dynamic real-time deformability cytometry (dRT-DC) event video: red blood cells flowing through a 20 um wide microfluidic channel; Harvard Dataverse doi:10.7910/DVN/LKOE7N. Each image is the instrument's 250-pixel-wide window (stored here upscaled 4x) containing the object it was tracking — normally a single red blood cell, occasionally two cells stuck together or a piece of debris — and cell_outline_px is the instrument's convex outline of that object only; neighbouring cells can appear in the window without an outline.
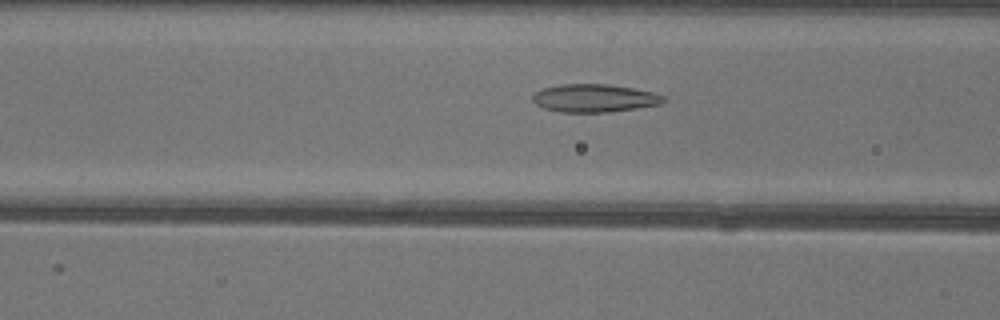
{"species": "common noctule bat (a hibernating species)", "species_latin": "Nyctalus noctula", "temperature_condition": "warm", "stored_images_in_passage": 44, "camera_frame_rate_fps": 3000, "um_per_image_px": 0.085, "animal": {"sex": "female"}, "frame": {"image": 1, "passage_image": 13, "time_ms": 4.0, "image_size_px": [1000, 320], "cell_outline_px": [[664, 100], [660, 104], [636, 108], [608, 112], [560, 112], [544, 108], [536, 104], [532, 100], [532, 96], [536, 92], [544, 88], [560, 84], [608, 84], [632, 88], [652, 92], [664, 96]], "centroid_in_image_um": [50.49, 8.34], "position_along_channel_um": 116.1, "area_um2": 21.15}}
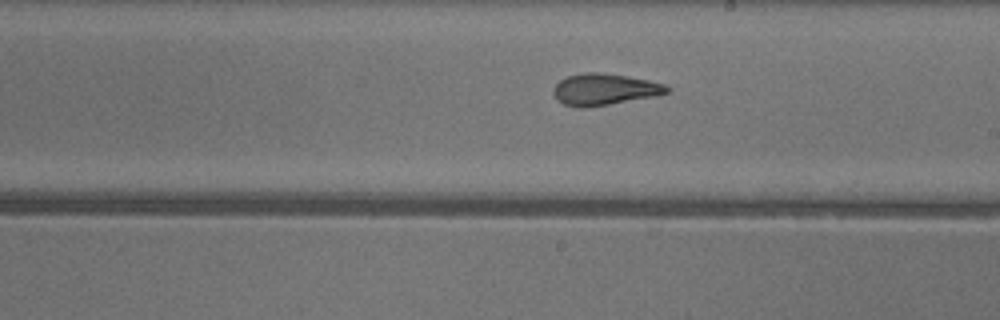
{"frame": {"image": 2, "passage_image": 22, "time_ms": 7.0, "image_size_px": [1000, 320], "cell_outline_px": [[672, 88], [668, 92], [656, 96], [584, 108], [580, 108], [564, 104], [552, 92], [552, 88], [560, 80], [568, 76], [584, 72], [600, 72], [628, 76], [648, 80], [664, 84]], "centroid_in_image_um": [51.39, 7.59], "position_along_channel_um": 237.6, "area_um2": 20.75}}
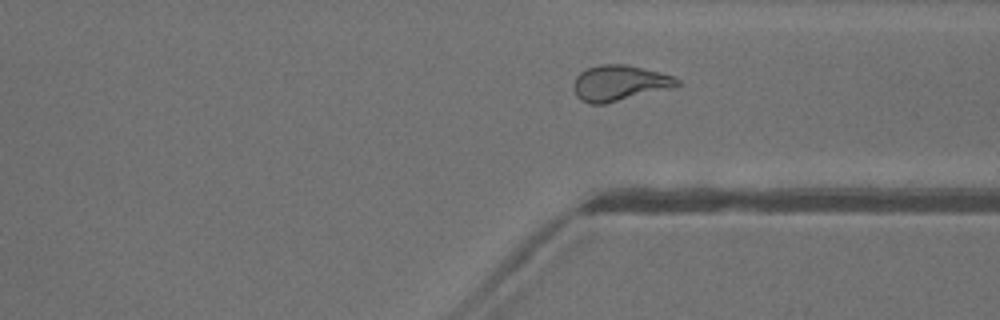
{"frame": {"image": 3, "passage_image": 31, "time_ms": 10.0, "image_size_px": [1000, 320], "cell_outline_px": [[680, 84], [672, 88], [604, 104], [592, 104], [580, 100], [576, 96], [572, 84], [576, 76], [580, 72], [588, 68], [600, 64], [624, 64], [644, 68], [672, 76], [680, 80]], "centroid_in_image_um": [52.63, 7.06], "position_along_channel_um": 358.8, "area_um2": 21.5}, "authors_computed_cell_mechanics": {"area_um2": 21.3282, "velocity_mm_per_s": 4.0509, "shape_relaxation_time_tau1_ms": null, "shape_relaxation_time_tau2_ms": 1.5664, "deformation_change_tau1": null, "deformation_change_tau2": 0.0887}}